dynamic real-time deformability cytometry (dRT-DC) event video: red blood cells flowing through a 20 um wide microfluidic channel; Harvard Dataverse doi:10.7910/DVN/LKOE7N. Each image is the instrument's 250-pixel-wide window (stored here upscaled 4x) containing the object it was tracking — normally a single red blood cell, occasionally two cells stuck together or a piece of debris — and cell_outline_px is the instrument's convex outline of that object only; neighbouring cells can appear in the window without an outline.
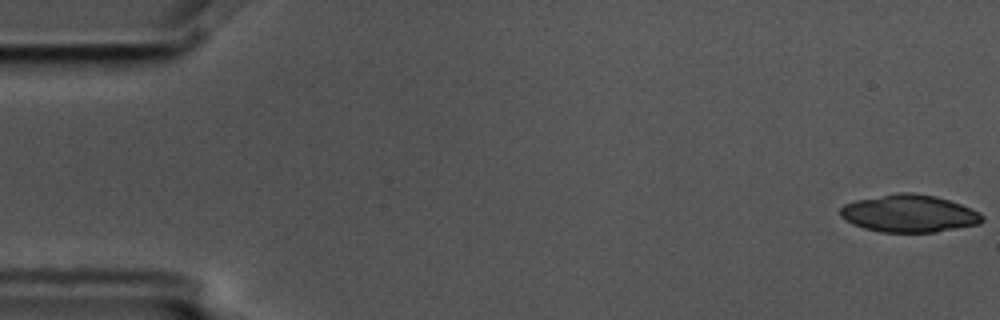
{"species": "common noctule bat (a hibernating species)", "species_latin": "Nyctalus noctula", "temperature_condition": "cold", "stored_images_in_passage": 5, "camera_frame_rate_fps": 3000, "um_per_image_px": 0.085, "animal": {"sex": "male", "body_mass_g": 17.5, "forearm_length_mm": 52.3}, "frame": {"image": 1, "passage_image": 1, "time_ms": 0.0, "image_size_px": [1000, 320], "cell_outline_px": [[984, 220], [980, 224], [936, 232], [880, 232], [864, 228], [852, 224], [844, 220], [840, 216], [840, 208], [844, 204], [856, 200], [896, 192], [912, 192], [936, 196], [960, 204], [980, 212], [984, 216]], "centroid_in_image_um": [77.27, 18.15], "position_along_channel_um": 7.7, "area_um2": 31.21}}